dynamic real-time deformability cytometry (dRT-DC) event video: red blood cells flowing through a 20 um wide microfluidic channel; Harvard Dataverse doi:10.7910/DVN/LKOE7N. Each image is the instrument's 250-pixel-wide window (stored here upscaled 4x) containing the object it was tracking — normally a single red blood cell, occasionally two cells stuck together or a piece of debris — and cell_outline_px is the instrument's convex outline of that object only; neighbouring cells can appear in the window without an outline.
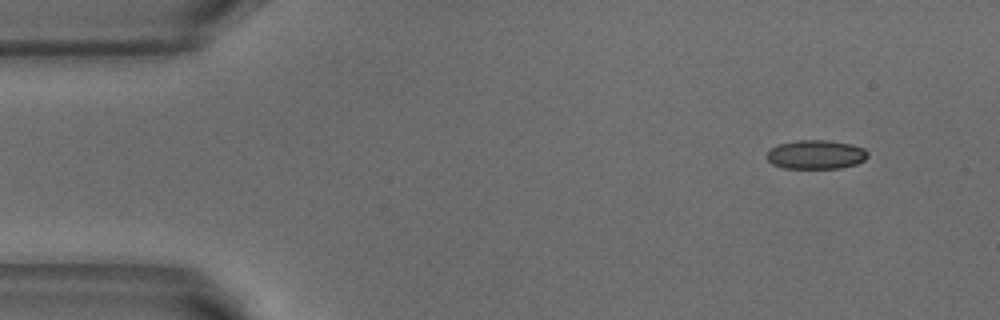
{"species": "common noctule bat (a hibernating species)", "species_latin": "Nyctalus noctula", "temperature_condition": "warm", "stored_images_in_passage": 4, "camera_frame_rate_fps": 3000, "um_per_image_px": 0.085, "animal": {"sex": "male", "body_mass_g": 18.8}, "frame": {"image": 1, "passage_image": 1, "time_ms": 0.0, "image_size_px": [1000, 320], "cell_outline_px": [[868, 156], [864, 160], [856, 164], [840, 168], [784, 168], [772, 164], [764, 156], [772, 148], [780, 144], [796, 140], [828, 140], [852, 144], [864, 148], [868, 152]], "centroid_in_image_um": [69.36, 13.13], "position_along_channel_um": 15.6, "area_um2": 17.11}}
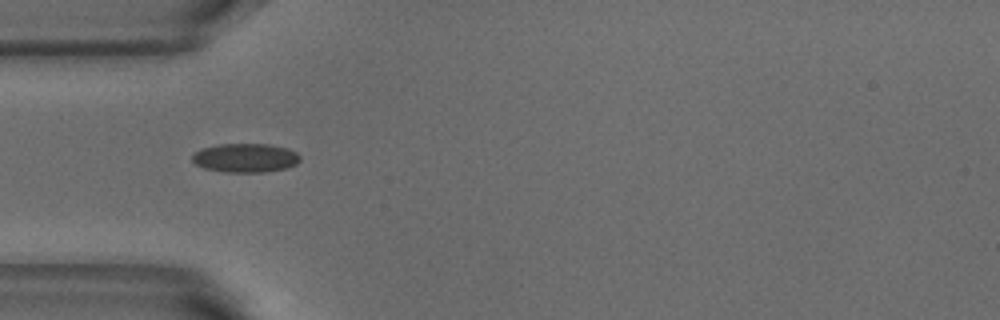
{"frame": {"image": 2, "passage_image": 4, "time_ms": 1.0, "image_size_px": [1000, 320], "cell_outline_px": [[300, 160], [296, 164], [288, 168], [264, 172], [224, 172], [204, 168], [196, 164], [192, 160], [192, 152], [200, 148], [220, 144], [268, 144], [288, 148], [296, 152], [300, 156]], "centroid_in_image_um": [20.84, 13.41], "position_along_channel_um": 64.2, "area_um2": 18.38}}